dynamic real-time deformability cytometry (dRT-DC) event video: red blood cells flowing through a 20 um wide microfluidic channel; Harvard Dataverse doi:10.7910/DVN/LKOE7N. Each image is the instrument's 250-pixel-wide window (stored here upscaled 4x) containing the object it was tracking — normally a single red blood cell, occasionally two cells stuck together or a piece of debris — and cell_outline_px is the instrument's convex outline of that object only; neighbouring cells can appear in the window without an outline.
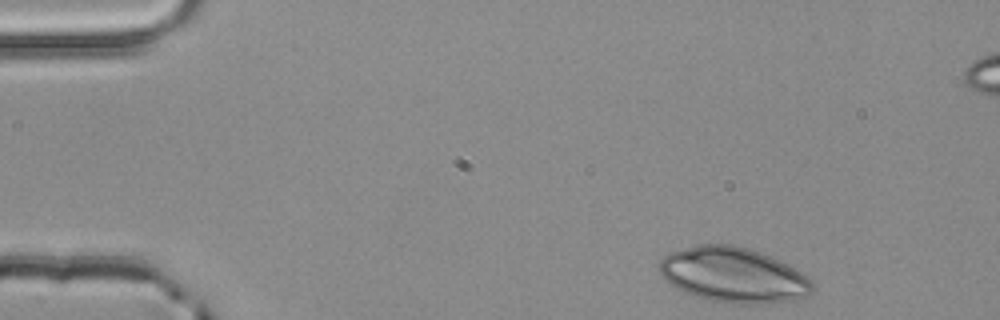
{"species": "common noctule bat (a hibernating species)", "species_latin": "Nyctalus noctula", "temperature_condition": "room temperature", "stored_images_in_passage": 48, "camera_frame_rate_fps": 3000, "um_per_image_px": 0.085, "animal": {"sex": "male", "body_mass_g": 20.4}, "frame": {"image": 1, "passage_image": 1, "time_ms": 0.0, "image_size_px": [1000, 320], "cell_outline_px": [[812, 292], [804, 300], [764, 304], [740, 304], [712, 300], [692, 296], [676, 288], [660, 276], [660, 260], [668, 252], [700, 244], [732, 244], [748, 248], [760, 252], [800, 272], [812, 280]], "centroid_in_image_um": [62.33, 23.4], "position_along_channel_um": 22.7, "area_um2": 49.3}}
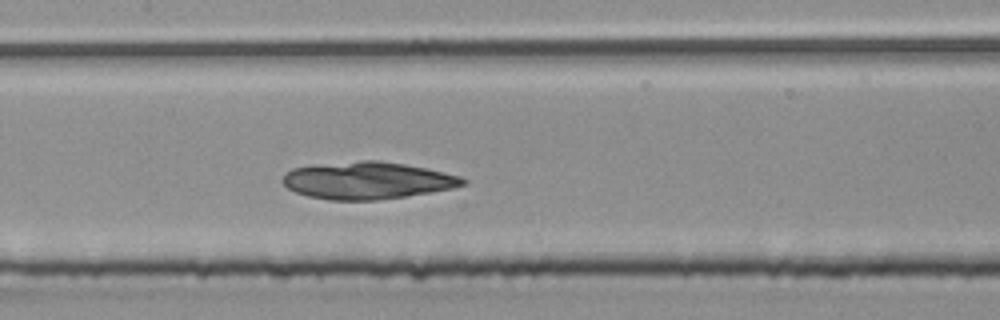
{"frame": {"image": 2, "passage_image": 20, "time_ms": 6.333, "image_size_px": [1000, 320], "cell_outline_px": [[468, 184], [452, 188], [404, 196], [376, 200], [328, 200], [308, 196], [296, 192], [288, 188], [280, 180], [292, 168], [312, 164], [360, 160], [380, 160], [404, 164], [444, 172], [460, 176], [468, 180]], "centroid_in_image_um": [31.2, 15.33], "position_along_channel_um": 176.2, "area_um2": 39.13}}
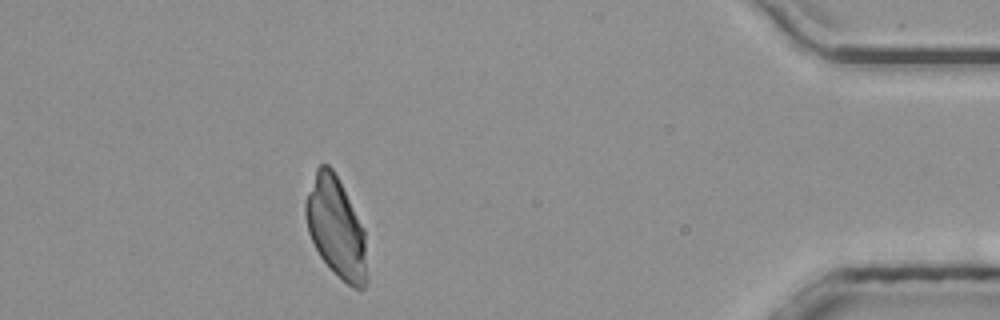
{"frame": {"image": 3, "passage_image": 42, "time_ms": 13.667, "image_size_px": [1000, 320], "cell_outline_px": [[368, 284], [364, 288], [352, 288], [320, 256], [308, 232], [304, 212], [304, 204], [316, 168], [320, 164], [328, 164], [332, 168], [364, 228], [368, 280]], "centroid_in_image_um": [28.57, 19.36], "position_along_channel_um": 406.6, "area_um2": 35.37}}